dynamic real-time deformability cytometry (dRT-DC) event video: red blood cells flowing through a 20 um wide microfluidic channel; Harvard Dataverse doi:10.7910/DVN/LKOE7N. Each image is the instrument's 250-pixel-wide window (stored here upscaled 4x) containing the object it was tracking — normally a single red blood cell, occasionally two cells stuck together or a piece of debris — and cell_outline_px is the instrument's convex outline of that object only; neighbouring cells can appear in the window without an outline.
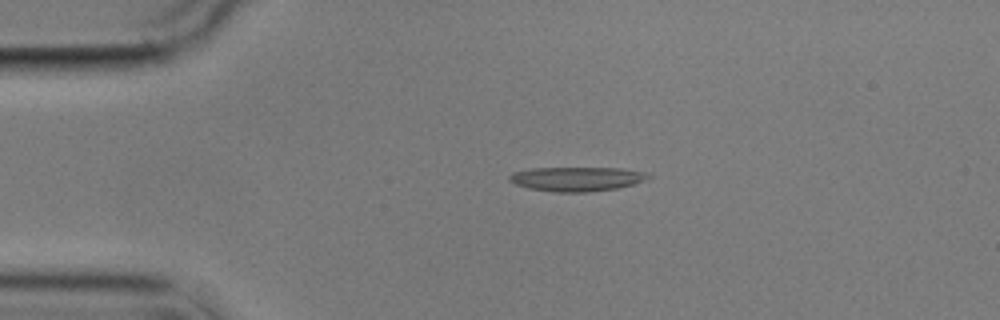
{"species": "common noctule bat (a hibernating species)", "species_latin": "Nyctalus noctula", "temperature_condition": "cold", "stored_images_in_passage": 3, "camera_frame_rate_fps": 3000, "um_per_image_px": 0.085, "animal": {"sex": "male", "body_mass_g": 17.9}, "frame": {"image": 1, "passage_image": 2, "time_ms": 1.0, "image_size_px": [1000, 320], "cell_outline_px": [[652, 176], [644, 180], [632, 184], [616, 188], [588, 192], [552, 192], [528, 188], [516, 184], [508, 180], [508, 176], [512, 172], [532, 168], [620, 168], [644, 172]], "centroid_in_image_um": [48.97, 15.21], "position_along_channel_um": 36.0, "area_um2": 19.59}}